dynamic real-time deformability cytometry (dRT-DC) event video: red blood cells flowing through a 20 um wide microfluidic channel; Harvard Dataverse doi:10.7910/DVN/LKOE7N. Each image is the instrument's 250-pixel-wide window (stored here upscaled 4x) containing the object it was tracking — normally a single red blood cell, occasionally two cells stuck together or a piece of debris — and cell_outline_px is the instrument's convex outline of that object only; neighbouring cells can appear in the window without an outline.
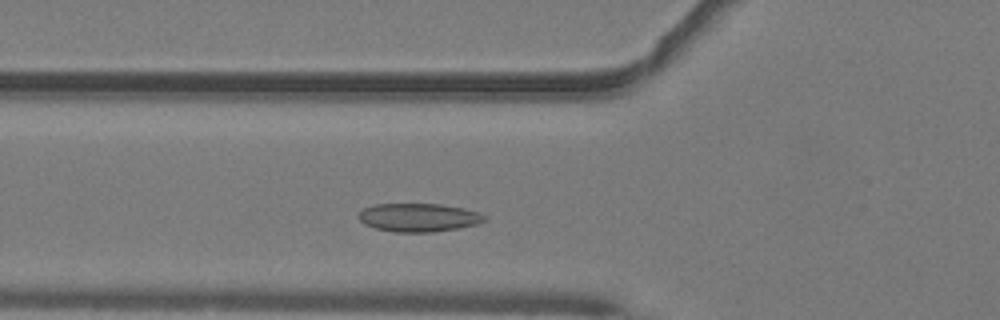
{"species": "common noctule bat (a hibernating species)", "species_latin": "Nyctalus noctula", "temperature_condition": "warm", "stored_images_in_passage": 39, "camera_frame_rate_fps": 3000, "um_per_image_px": 0.085, "animal": {"sex": "male", "body_mass_g": 19.2, "forearm_length_mm": 51.8}, "frame": {"image": 1, "passage_image": 7, "time_ms": 2.0, "image_size_px": [1000, 320], "cell_outline_px": [[488, 220], [476, 224], [456, 228], [432, 232], [396, 232], [376, 228], [364, 224], [356, 216], [364, 208], [376, 204], [440, 204], [464, 208], [480, 212], [488, 216]], "centroid_in_image_um": [35.61, 18.48], "position_along_channel_um": 90.2, "area_um2": 20.87}}
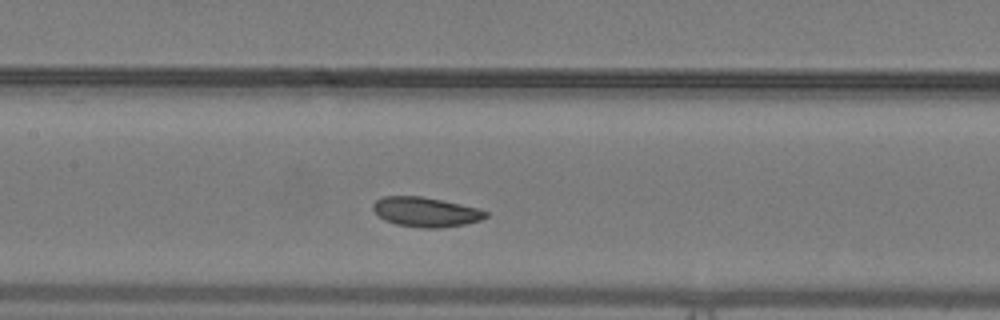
{"frame": {"image": 2, "passage_image": 13, "time_ms": 4.0, "image_size_px": [1000, 320], "cell_outline_px": [[488, 216], [480, 220], [464, 224], [440, 228], [424, 228], [396, 224], [384, 220], [372, 208], [372, 204], [376, 200], [384, 196], [420, 196], [480, 208], [488, 212]], "centroid_in_image_um": [36.19, 18.02], "position_along_channel_um": 171.2, "area_um2": 19.36}}
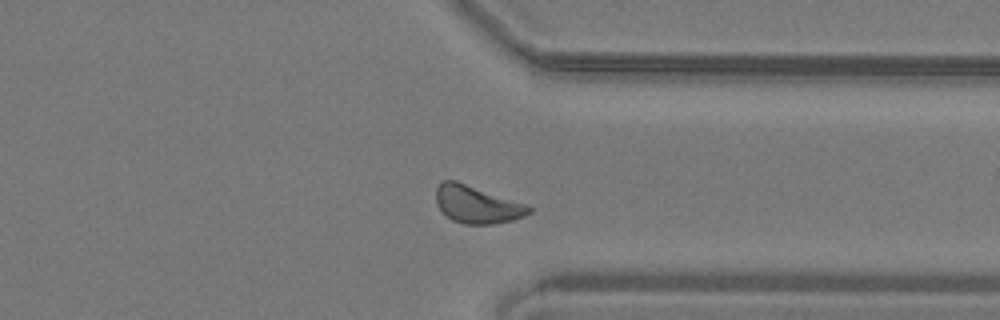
{"frame": {"image": 3, "passage_image": 28, "time_ms": 9.0, "image_size_px": [1000, 320], "cell_outline_px": [[532, 212], [524, 216], [512, 220], [492, 224], [464, 224], [452, 220], [436, 204], [436, 188], [440, 180], [456, 180], [528, 204], [532, 208]], "centroid_in_image_um": [40.55, 17.36], "position_along_channel_um": 370.8, "area_um2": 20.46}, "authors_computed_cell_mechanics": {"area_um2": 19.941, "velocity_mm_per_s": 4.0172, "shape_relaxation_time_tau1_ms": 2.849, "shape_relaxation_time_tau2_ms": 5.636, "deformation_change_tau1": 0.0704, "deformation_change_tau2": 0.0662}}